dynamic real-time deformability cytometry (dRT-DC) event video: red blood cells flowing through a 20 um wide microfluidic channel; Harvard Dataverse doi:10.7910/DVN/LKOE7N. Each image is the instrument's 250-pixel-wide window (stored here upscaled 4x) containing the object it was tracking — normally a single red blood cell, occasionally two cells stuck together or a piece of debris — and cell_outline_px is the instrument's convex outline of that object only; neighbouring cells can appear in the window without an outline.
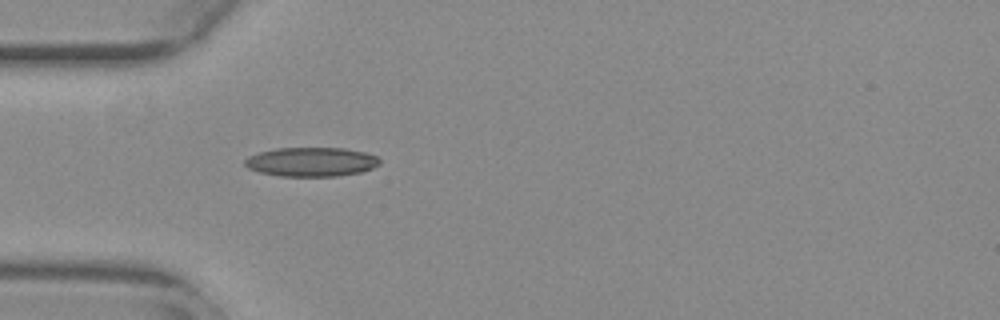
{"species": "common noctule bat (a hibernating species)", "species_latin": "Nyctalus noctula", "temperature_condition": "warm", "stored_images_in_passage": 39, "camera_frame_rate_fps": 3000, "um_per_image_px": 0.085, "animal": {"sex": "female", "body_mass_g": 29.2, "forearm_length_mm": 56.3}, "frame": {"image": 1, "passage_image": 1, "time_ms": 0.0, "image_size_px": [1000, 320], "cell_outline_px": [[380, 164], [372, 168], [360, 172], [336, 176], [280, 176], [260, 172], [248, 168], [244, 164], [244, 160], [248, 156], [260, 152], [276, 148], [344, 148], [364, 152], [376, 156], [380, 160]], "centroid_in_image_um": [26.45, 13.75], "position_along_channel_um": 58.6, "area_um2": 22.83}}
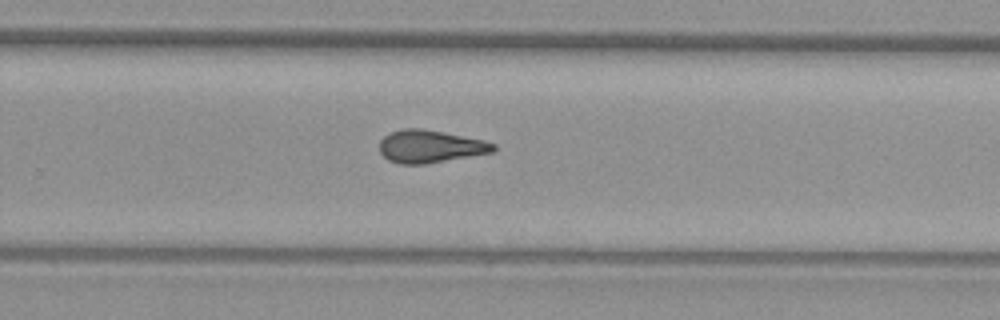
{"frame": {"image": 2, "passage_image": 20, "time_ms": 6.333, "image_size_px": [1000, 320], "cell_outline_px": [[496, 152], [424, 164], [400, 164], [388, 160], [380, 152], [380, 140], [388, 132], [400, 128], [420, 128], [484, 140], [496, 144]], "centroid_in_image_um": [36.56, 12.44], "position_along_channel_um": 293.2, "area_um2": 21.79}}
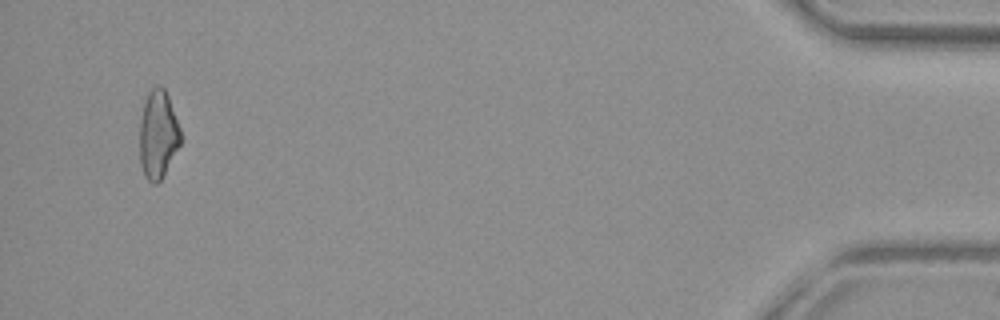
{"frame": {"image": 3, "passage_image": 37, "time_ms": 12.0, "image_size_px": [1000, 320], "cell_outline_px": [[180, 144], [160, 180], [156, 184], [152, 184], [144, 176], [140, 164], [140, 120], [144, 100], [148, 92], [156, 84], [160, 84], [164, 88], [168, 96], [180, 128]], "centroid_in_image_um": [13.41, 11.4], "position_along_channel_um": 421.8, "area_um2": 20.98}, "authors_computed_cell_mechanics": {"area_um2": 21.5016, "velocity_mm_per_s": 3.7619, "shape_relaxation_time_tau1_ms": null, "shape_relaxation_time_tau2_ms": 2.1656, "deformation_change_tau1": null, "deformation_change_tau2": 0.1113}}